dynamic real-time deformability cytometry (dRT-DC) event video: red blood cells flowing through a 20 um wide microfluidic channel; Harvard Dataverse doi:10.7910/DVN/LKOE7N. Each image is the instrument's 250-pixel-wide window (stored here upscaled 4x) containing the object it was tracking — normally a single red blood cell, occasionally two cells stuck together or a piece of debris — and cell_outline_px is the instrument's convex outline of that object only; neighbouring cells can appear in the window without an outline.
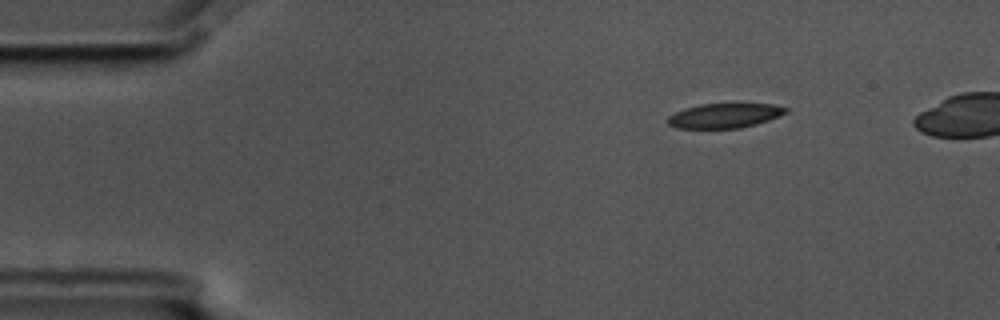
{"species": "common noctule bat (a hibernating species)", "species_latin": "Nyctalus noctula", "temperature_condition": "cold", "stored_images_in_passage": 5, "segment_of_instrument_passage": [1, 2], "camera_frame_rate_fps": 3000, "um_per_image_px": 0.085, "animal": {"sex": "male", "body_mass_g": 17.5, "forearm_length_mm": 52.3}, "frame": {"image": 1, "passage_image": 2, "time_ms": 0.333, "image_size_px": [1000, 320], "cell_outline_px": [[788, 112], [780, 116], [756, 124], [740, 128], [676, 128], [668, 124], [668, 116], [684, 108], [700, 104], [772, 104], [788, 108]], "centroid_in_image_um": [61.59, 9.83], "position_along_channel_um": 23.4, "area_um2": 16.88}}